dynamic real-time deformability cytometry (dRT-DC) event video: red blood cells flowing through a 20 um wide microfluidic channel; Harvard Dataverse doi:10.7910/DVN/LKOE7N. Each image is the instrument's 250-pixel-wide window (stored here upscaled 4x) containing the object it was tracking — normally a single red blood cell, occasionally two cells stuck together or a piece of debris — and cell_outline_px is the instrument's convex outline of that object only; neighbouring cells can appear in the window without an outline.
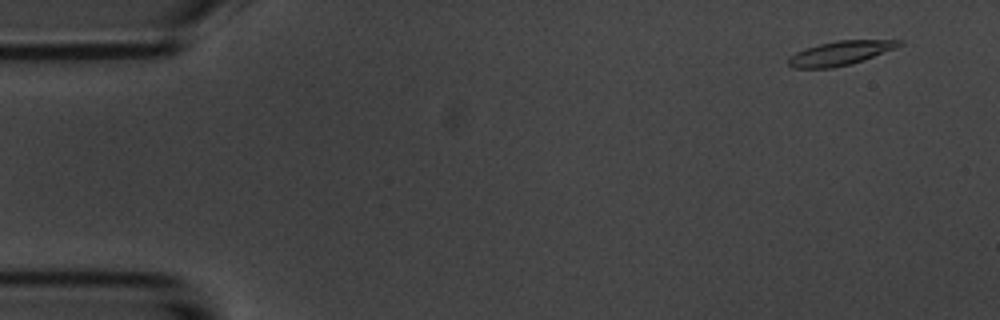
{"species": "common noctule bat (a hibernating species)", "species_latin": "Nyctalus noctula", "temperature_condition": "room temperature", "stored_images_in_passage": 5, "camera_frame_rate_fps": 3000, "um_per_image_px": 0.085, "animal": {"sex": "male", "body_mass_g": 20.1, "forearm_length_mm": 53.5}, "frame": {"image": 1, "passage_image": 1, "time_ms": 0.0, "image_size_px": [1000, 320], "cell_outline_px": [[904, 44], [896, 48], [864, 60], [852, 64], [832, 68], [792, 68], [788, 64], [788, 56], [804, 48], [836, 40], [904, 40]], "centroid_in_image_um": [71.43, 4.52], "position_along_channel_um": 13.6, "area_um2": 15.78}}
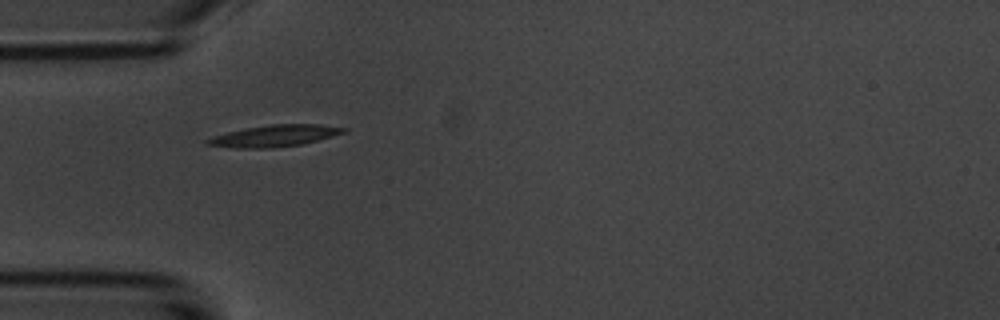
{"frame": {"image": 2, "passage_image": 4, "time_ms": 4.333, "image_size_px": [1000, 320], "cell_outline_px": [[348, 132], [300, 144], [272, 148], [236, 148], [204, 144], [204, 140], [212, 136], [244, 128], [272, 124], [316, 124], [348, 128]], "centroid_in_image_um": [23.31, 11.54], "position_along_channel_um": 61.7, "area_um2": 17.11}}
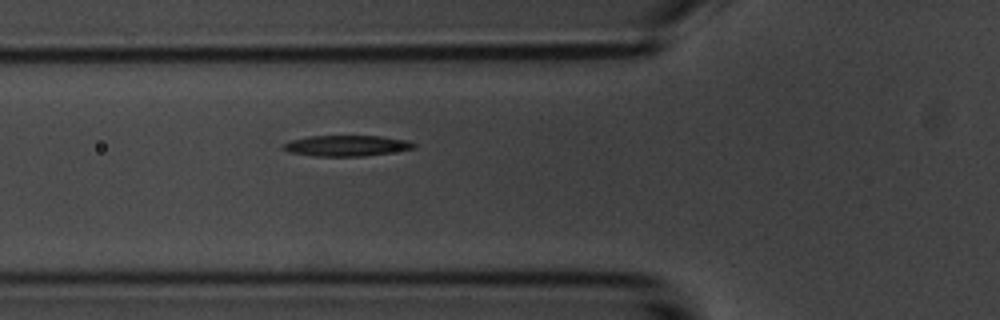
{"frame": {"image": 3, "passage_image": 5, "time_ms": 5.333, "image_size_px": [1000, 320], "cell_outline_px": [[416, 148], [364, 156], [312, 156], [288, 152], [284, 148], [284, 144], [292, 140], [308, 136], [380, 136], [408, 140], [416, 144]], "centroid_in_image_um": [29.48, 12.38], "position_along_channel_um": 96.3, "area_um2": 15.72}}